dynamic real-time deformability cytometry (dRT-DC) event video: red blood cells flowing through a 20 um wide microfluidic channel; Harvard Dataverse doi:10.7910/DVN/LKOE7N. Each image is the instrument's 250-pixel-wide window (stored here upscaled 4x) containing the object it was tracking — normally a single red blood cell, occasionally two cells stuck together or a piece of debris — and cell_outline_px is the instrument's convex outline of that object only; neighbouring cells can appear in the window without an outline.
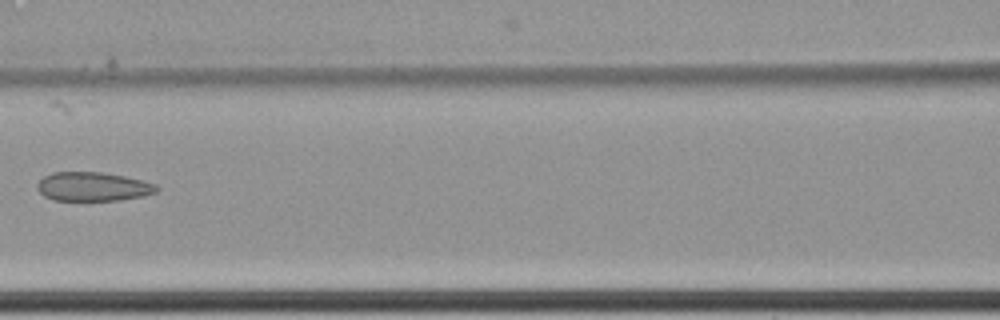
{"species": "common noctule bat (a hibernating species)", "species_latin": "Nyctalus noctula", "temperature_condition": "cold", "stored_images_in_passage": 7, "camera_frame_rate_fps": 3000, "um_per_image_px": 0.085, "animal": {"sex": "female", "body_mass_g": 22.7, "forearm_length_mm": 54.2}, "frame": {"image": 1, "passage_image": 4, "time_ms": 1.0, "image_size_px": [1000, 320], "cell_outline_px": [[160, 188], [156, 192], [144, 196], [116, 200], [52, 200], [44, 196], [36, 188], [36, 184], [44, 176], [52, 172], [100, 172], [124, 176], [156, 184]], "centroid_in_image_um": [7.88, 15.86], "position_along_channel_um": 158.7, "area_um2": 20.11}}
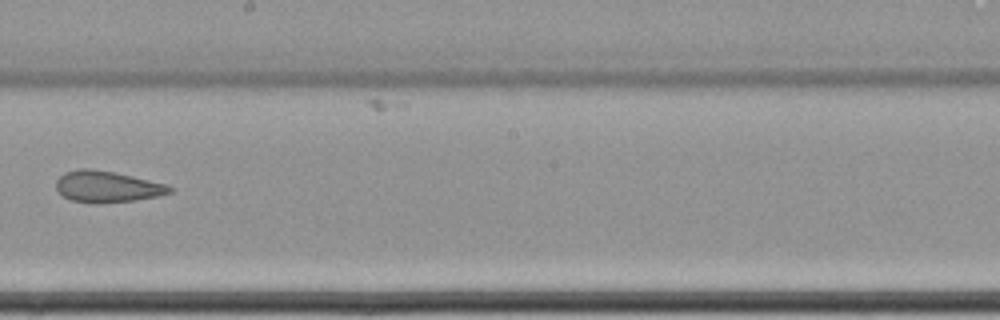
{"frame": {"image": 2, "passage_image": 6, "time_ms": 1.667, "image_size_px": [1000, 320], "cell_outline_px": [[172, 192], [156, 196], [132, 200], [96, 204], [72, 200], [64, 196], [56, 188], [56, 180], [64, 172], [80, 168], [92, 168], [132, 176], [168, 184], [172, 188]], "centroid_in_image_um": [9.09, 15.86], "position_along_channel_um": 239.1, "area_um2": 20.58}}